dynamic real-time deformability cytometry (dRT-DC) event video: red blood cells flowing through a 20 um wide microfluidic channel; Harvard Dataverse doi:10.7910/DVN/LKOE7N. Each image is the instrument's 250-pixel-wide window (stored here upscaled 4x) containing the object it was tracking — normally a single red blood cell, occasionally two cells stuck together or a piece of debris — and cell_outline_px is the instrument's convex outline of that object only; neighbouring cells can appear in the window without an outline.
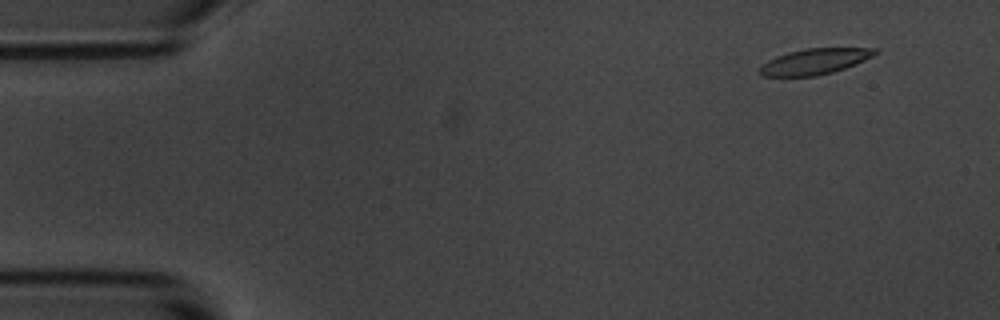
{"species": "common noctule bat (a hibernating species)", "species_latin": "Nyctalus noctula", "temperature_condition": "room temperature", "stored_images_in_passage": 10, "camera_frame_rate_fps": 3000, "um_per_image_px": 0.085, "animal": {"sex": "male", "body_mass_g": 20.1, "forearm_length_mm": 53.5}, "frame": {"image": 1, "passage_image": 2, "time_ms": 1.333, "image_size_px": [1000, 320], "cell_outline_px": [[880, 52], [856, 64], [832, 72], [816, 76], [760, 76], [756, 72], [768, 60], [776, 56], [788, 52], [804, 48], [876, 48]], "centroid_in_image_um": [69.23, 5.22], "position_along_channel_um": 15.8, "area_um2": 17.34}}
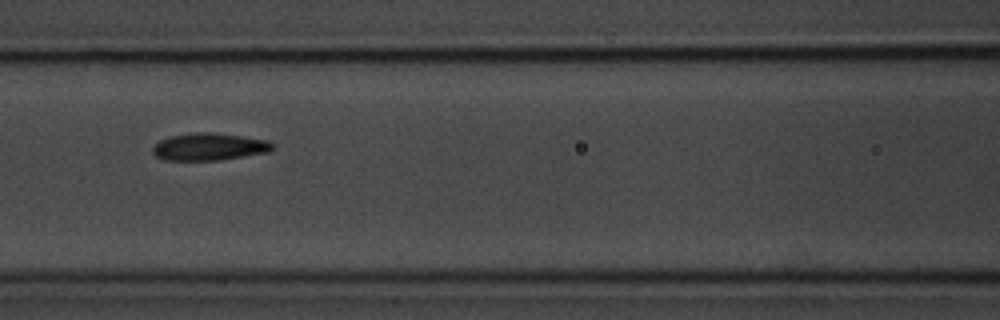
{"frame": {"image": 2, "passage_image": 8, "time_ms": 8.0, "image_size_px": [1000, 320], "cell_outline_px": [[276, 148], [268, 152], [220, 160], [164, 160], [156, 156], [152, 152], [152, 148], [160, 140], [172, 136], [196, 132], [216, 132], [244, 136], [268, 140]], "centroid_in_image_um": [17.81, 12.47], "position_along_channel_um": 148.8, "area_um2": 19.13}}
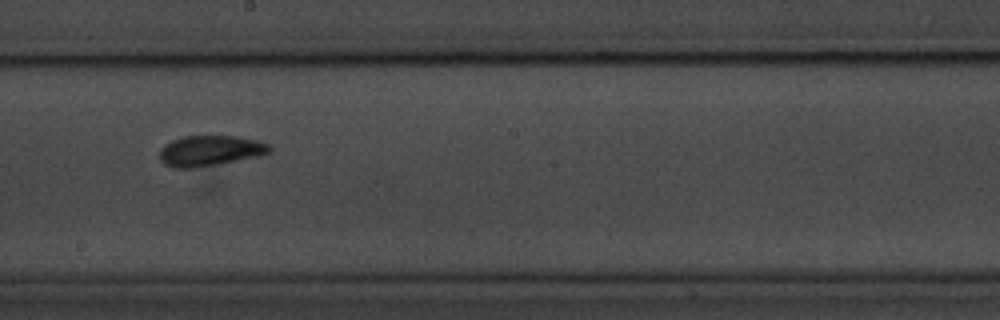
{"frame": {"image": 3, "passage_image": 10, "time_ms": 10.333, "image_size_px": [1000, 320], "cell_outline_px": [[272, 148], [268, 152], [260, 156], [216, 164], [192, 168], [172, 168], [164, 164], [160, 160], [160, 148], [172, 140], [184, 136], [236, 136], [256, 140], [268, 144]], "centroid_in_image_um": [17.83, 12.81], "position_along_channel_um": 230.4, "area_um2": 19.42}}